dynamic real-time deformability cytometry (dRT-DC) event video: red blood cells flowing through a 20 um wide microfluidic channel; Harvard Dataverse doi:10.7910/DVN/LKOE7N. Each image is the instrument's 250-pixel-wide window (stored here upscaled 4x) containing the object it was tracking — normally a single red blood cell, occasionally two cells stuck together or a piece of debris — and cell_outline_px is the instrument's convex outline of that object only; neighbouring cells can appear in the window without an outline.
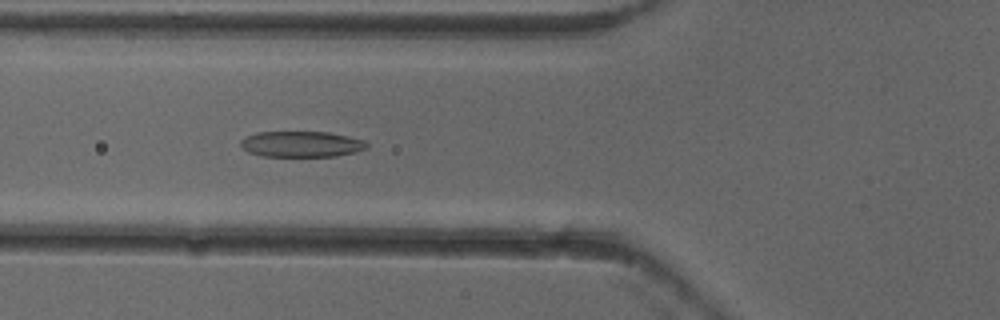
{"species": "common noctule bat (a hibernating species)", "species_latin": "Nyctalus noctula", "temperature_condition": "cold", "stored_images_in_passage": 52, "camera_frame_rate_fps": 3000, "um_per_image_px": 0.085, "animal": {"sex": "female"}, "frame": {"image": 1, "passage_image": 19, "time_ms": 6.0, "image_size_px": [1000, 320], "cell_outline_px": [[368, 148], [356, 152], [336, 156], [260, 156], [248, 152], [240, 144], [240, 140], [256, 132], [328, 132], [348, 136], [364, 140], [368, 144]], "centroid_in_image_um": [25.64, 12.25], "position_along_channel_um": 100.2, "area_um2": 19.02}}
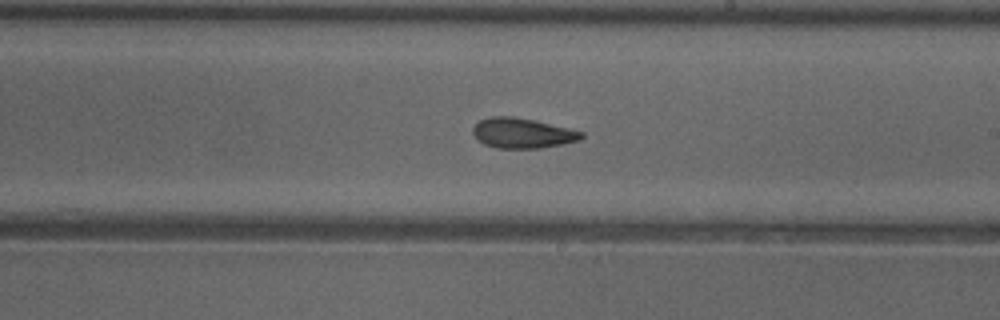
{"frame": {"image": 2, "passage_image": 30, "time_ms": 9.667, "image_size_px": [1000, 320], "cell_outline_px": [[584, 136], [580, 140], [540, 148], [496, 148], [484, 144], [472, 132], [472, 128], [480, 120], [488, 116], [512, 116], [532, 120], [568, 128], [584, 132]], "centroid_in_image_um": [44.39, 11.31], "position_along_channel_um": 244.6, "area_um2": 18.84}}
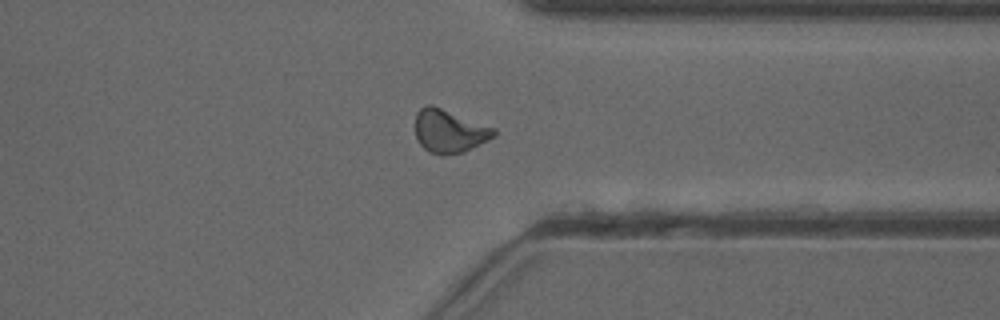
{"frame": {"image": 3, "passage_image": 40, "time_ms": 13.0, "image_size_px": [1000, 320], "cell_outline_px": [[496, 136], [464, 152], [444, 156], [440, 156], [428, 152], [416, 140], [416, 112], [420, 108], [428, 104], [432, 104], [496, 128]], "centroid_in_image_um": [38.19, 11.15], "position_along_channel_um": 373.2, "area_um2": 20.11}, "authors_computed_cell_mechanics": {"area_um2": 19.4208, "velocity_mm_per_s": 3.9274, "shape_relaxation_time_tau1_ms": 7.3149, "shape_relaxation_time_tau2_ms": 2.1693, "deformation_change_tau1": 0.1735, "deformation_change_tau2": 0.0813}}